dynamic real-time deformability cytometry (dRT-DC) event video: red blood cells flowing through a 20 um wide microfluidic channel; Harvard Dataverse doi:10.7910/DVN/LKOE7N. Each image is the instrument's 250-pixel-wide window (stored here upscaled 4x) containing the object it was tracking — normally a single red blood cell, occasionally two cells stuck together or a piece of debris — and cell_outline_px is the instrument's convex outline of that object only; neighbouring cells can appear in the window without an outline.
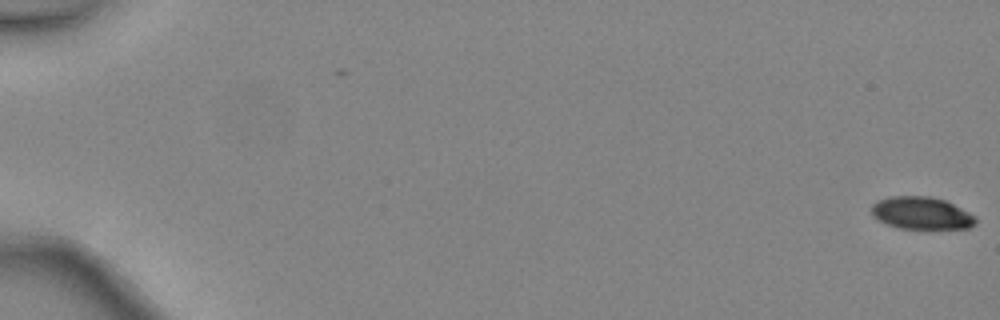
{"species": "common noctule bat (a hibernating species)", "species_latin": "Nyctalus noctula", "temperature_condition": "warm", "stored_images_in_passage": 48, "camera_frame_rate_fps": 3000, "um_per_image_px": 0.085, "animal": {"sex": "female", "body_mass_g": 24.6, "forearm_length_mm": 56.2}, "frame": {"image": 1, "passage_image": 1, "time_ms": 0.0, "image_size_px": [1000, 320], "cell_outline_px": [[976, 224], [968, 228], [900, 228], [888, 224], [872, 216], [872, 204], [888, 196], [932, 196], [944, 200], [976, 216]], "centroid_in_image_um": [78.32, 18.1], "position_along_channel_um": 6.7, "area_um2": 19.42}}
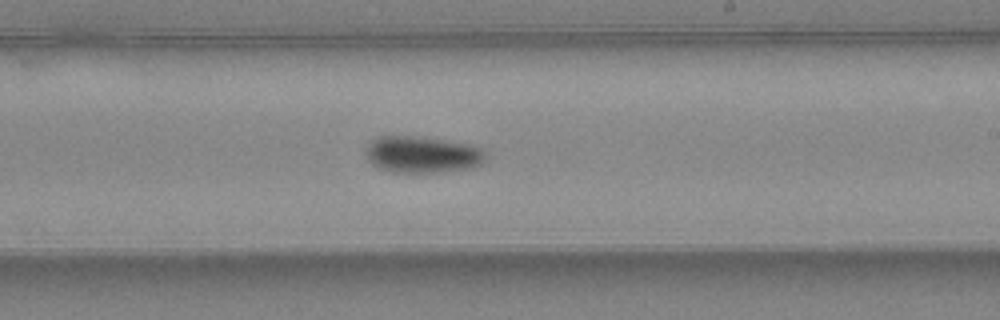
{"frame": {"image": 2, "passage_image": 31, "time_ms": 10.0, "image_size_px": [1000, 320], "cell_outline_px": [[488, 152], [484, 160], [480, 164], [472, 168], [440, 172], [392, 172], [380, 168], [372, 164], [368, 160], [364, 152], [364, 148], [376, 136], [412, 136], [472, 144], [484, 148]], "centroid_in_image_um": [35.9, 13.13], "position_along_channel_um": 253.1, "area_um2": 25.89}}
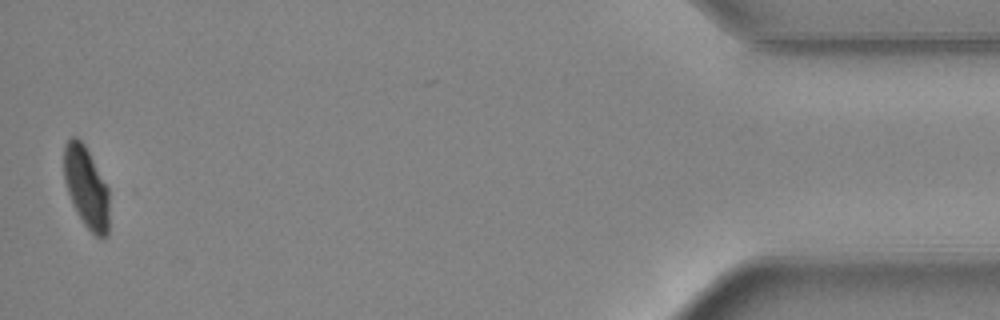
{"frame": {"image": 3, "passage_image": 48, "time_ms": 15.667, "image_size_px": [1000, 320], "cell_outline_px": [[108, 236], [96, 236], [84, 224], [76, 212], [72, 204], [64, 180], [64, 144], [72, 136], [76, 136], [84, 144], [108, 188]], "centroid_in_image_um": [7.31, 15.91], "position_along_channel_um": 427.9, "area_um2": 21.21}, "authors_computed_cell_mechanics": {"area_um2": 23.409, "velocity_mm_per_s": 4.5017, "shape_relaxation_time_tau1_ms": 4.2246, "shape_relaxation_time_tau2_ms": null, "deformation_change_tau1": 0.148, "deformation_change_tau2": null}}